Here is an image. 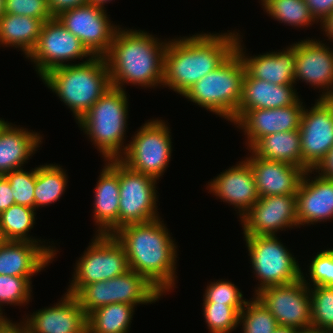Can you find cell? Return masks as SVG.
<instances>
[{"label": "cell", "mask_w": 333, "mask_h": 333, "mask_svg": "<svg viewBox=\"0 0 333 333\" xmlns=\"http://www.w3.org/2000/svg\"><path fill=\"white\" fill-rule=\"evenodd\" d=\"M229 32V33H228ZM201 33L168 41L164 53L163 87L184 95L234 51L239 33Z\"/></svg>", "instance_id": "1"}, {"label": "cell", "mask_w": 333, "mask_h": 333, "mask_svg": "<svg viewBox=\"0 0 333 333\" xmlns=\"http://www.w3.org/2000/svg\"><path fill=\"white\" fill-rule=\"evenodd\" d=\"M160 218L128 224L112 235L123 246L129 268L139 273L162 295L174 290L177 246Z\"/></svg>", "instance_id": "2"}, {"label": "cell", "mask_w": 333, "mask_h": 333, "mask_svg": "<svg viewBox=\"0 0 333 333\" xmlns=\"http://www.w3.org/2000/svg\"><path fill=\"white\" fill-rule=\"evenodd\" d=\"M118 27L112 45L104 56L112 87L124 89V84L141 87L163 85L164 53L168 41L142 30Z\"/></svg>", "instance_id": "3"}, {"label": "cell", "mask_w": 333, "mask_h": 333, "mask_svg": "<svg viewBox=\"0 0 333 333\" xmlns=\"http://www.w3.org/2000/svg\"><path fill=\"white\" fill-rule=\"evenodd\" d=\"M41 79L70 108L77 122L112 88L103 56H92L77 64L69 62L50 70Z\"/></svg>", "instance_id": "4"}, {"label": "cell", "mask_w": 333, "mask_h": 333, "mask_svg": "<svg viewBox=\"0 0 333 333\" xmlns=\"http://www.w3.org/2000/svg\"><path fill=\"white\" fill-rule=\"evenodd\" d=\"M128 104L126 92L112 87L78 121L79 127L97 146L104 161L120 159L127 150L123 142Z\"/></svg>", "instance_id": "5"}, {"label": "cell", "mask_w": 333, "mask_h": 333, "mask_svg": "<svg viewBox=\"0 0 333 333\" xmlns=\"http://www.w3.org/2000/svg\"><path fill=\"white\" fill-rule=\"evenodd\" d=\"M245 73V64L235 50L215 70L191 86L183 96L234 124L242 97Z\"/></svg>", "instance_id": "6"}, {"label": "cell", "mask_w": 333, "mask_h": 333, "mask_svg": "<svg viewBox=\"0 0 333 333\" xmlns=\"http://www.w3.org/2000/svg\"><path fill=\"white\" fill-rule=\"evenodd\" d=\"M244 238L250 264L260 282L255 294L264 288L296 282L302 278L298 261L276 235H244Z\"/></svg>", "instance_id": "7"}, {"label": "cell", "mask_w": 333, "mask_h": 333, "mask_svg": "<svg viewBox=\"0 0 333 333\" xmlns=\"http://www.w3.org/2000/svg\"><path fill=\"white\" fill-rule=\"evenodd\" d=\"M161 296L153 285L131 269L112 279L87 284L74 295L86 315L112 303L151 304Z\"/></svg>", "instance_id": "8"}, {"label": "cell", "mask_w": 333, "mask_h": 333, "mask_svg": "<svg viewBox=\"0 0 333 333\" xmlns=\"http://www.w3.org/2000/svg\"><path fill=\"white\" fill-rule=\"evenodd\" d=\"M86 250L76 262L67 290L73 296L87 284L106 281L130 270L125 250L113 235L95 234Z\"/></svg>", "instance_id": "9"}, {"label": "cell", "mask_w": 333, "mask_h": 333, "mask_svg": "<svg viewBox=\"0 0 333 333\" xmlns=\"http://www.w3.org/2000/svg\"><path fill=\"white\" fill-rule=\"evenodd\" d=\"M165 123L161 119H152L143 124L131 137L120 160L130 169L159 180L172 153L171 132Z\"/></svg>", "instance_id": "10"}, {"label": "cell", "mask_w": 333, "mask_h": 333, "mask_svg": "<svg viewBox=\"0 0 333 333\" xmlns=\"http://www.w3.org/2000/svg\"><path fill=\"white\" fill-rule=\"evenodd\" d=\"M156 184L155 178L130 169L119 159L118 229L161 218L156 212Z\"/></svg>", "instance_id": "11"}, {"label": "cell", "mask_w": 333, "mask_h": 333, "mask_svg": "<svg viewBox=\"0 0 333 333\" xmlns=\"http://www.w3.org/2000/svg\"><path fill=\"white\" fill-rule=\"evenodd\" d=\"M86 57L91 58L92 55L81 41L54 17L43 23L38 42L27 58L34 62L35 70L43 77L54 68L67 65L66 61Z\"/></svg>", "instance_id": "12"}, {"label": "cell", "mask_w": 333, "mask_h": 333, "mask_svg": "<svg viewBox=\"0 0 333 333\" xmlns=\"http://www.w3.org/2000/svg\"><path fill=\"white\" fill-rule=\"evenodd\" d=\"M254 295L275 317L278 326L301 331L312 329L310 291L302 278L296 282L264 288Z\"/></svg>", "instance_id": "13"}, {"label": "cell", "mask_w": 333, "mask_h": 333, "mask_svg": "<svg viewBox=\"0 0 333 333\" xmlns=\"http://www.w3.org/2000/svg\"><path fill=\"white\" fill-rule=\"evenodd\" d=\"M309 109H303L299 127L304 171L314 170L333 147V101L318 98Z\"/></svg>", "instance_id": "14"}, {"label": "cell", "mask_w": 333, "mask_h": 333, "mask_svg": "<svg viewBox=\"0 0 333 333\" xmlns=\"http://www.w3.org/2000/svg\"><path fill=\"white\" fill-rule=\"evenodd\" d=\"M56 18L76 36L92 56H105L118 25H113L104 8L91 3L61 12Z\"/></svg>", "instance_id": "15"}, {"label": "cell", "mask_w": 333, "mask_h": 333, "mask_svg": "<svg viewBox=\"0 0 333 333\" xmlns=\"http://www.w3.org/2000/svg\"><path fill=\"white\" fill-rule=\"evenodd\" d=\"M244 235H277L285 228L299 227L296 195L260 197L241 218Z\"/></svg>", "instance_id": "16"}, {"label": "cell", "mask_w": 333, "mask_h": 333, "mask_svg": "<svg viewBox=\"0 0 333 333\" xmlns=\"http://www.w3.org/2000/svg\"><path fill=\"white\" fill-rule=\"evenodd\" d=\"M302 80L322 88L319 98L333 96V50L322 41L306 39L296 42L294 81ZM326 91V92H325Z\"/></svg>", "instance_id": "17"}, {"label": "cell", "mask_w": 333, "mask_h": 333, "mask_svg": "<svg viewBox=\"0 0 333 333\" xmlns=\"http://www.w3.org/2000/svg\"><path fill=\"white\" fill-rule=\"evenodd\" d=\"M300 99L291 106L247 110L235 123L247 135L250 149L261 138L280 132L299 130L304 106Z\"/></svg>", "instance_id": "18"}, {"label": "cell", "mask_w": 333, "mask_h": 333, "mask_svg": "<svg viewBox=\"0 0 333 333\" xmlns=\"http://www.w3.org/2000/svg\"><path fill=\"white\" fill-rule=\"evenodd\" d=\"M59 303L40 309L22 322L28 333H87V315L77 299L65 293Z\"/></svg>", "instance_id": "19"}, {"label": "cell", "mask_w": 333, "mask_h": 333, "mask_svg": "<svg viewBox=\"0 0 333 333\" xmlns=\"http://www.w3.org/2000/svg\"><path fill=\"white\" fill-rule=\"evenodd\" d=\"M208 185L209 192L238 208L240 219L260 198L254 173L246 160L221 172Z\"/></svg>", "instance_id": "20"}, {"label": "cell", "mask_w": 333, "mask_h": 333, "mask_svg": "<svg viewBox=\"0 0 333 333\" xmlns=\"http://www.w3.org/2000/svg\"><path fill=\"white\" fill-rule=\"evenodd\" d=\"M56 256L54 246L35 242L6 241L0 245V275L33 277Z\"/></svg>", "instance_id": "21"}, {"label": "cell", "mask_w": 333, "mask_h": 333, "mask_svg": "<svg viewBox=\"0 0 333 333\" xmlns=\"http://www.w3.org/2000/svg\"><path fill=\"white\" fill-rule=\"evenodd\" d=\"M313 171H305L296 193L299 228L333 218V179L318 174L310 180Z\"/></svg>", "instance_id": "22"}, {"label": "cell", "mask_w": 333, "mask_h": 333, "mask_svg": "<svg viewBox=\"0 0 333 333\" xmlns=\"http://www.w3.org/2000/svg\"><path fill=\"white\" fill-rule=\"evenodd\" d=\"M245 158L256 181L259 197L273 195H296L305 171L295 165L282 161L256 157L251 151Z\"/></svg>", "instance_id": "23"}, {"label": "cell", "mask_w": 333, "mask_h": 333, "mask_svg": "<svg viewBox=\"0 0 333 333\" xmlns=\"http://www.w3.org/2000/svg\"><path fill=\"white\" fill-rule=\"evenodd\" d=\"M99 175L94 196V221L97 234L112 235L118 230L120 200L119 159L107 160Z\"/></svg>", "instance_id": "24"}, {"label": "cell", "mask_w": 333, "mask_h": 333, "mask_svg": "<svg viewBox=\"0 0 333 333\" xmlns=\"http://www.w3.org/2000/svg\"><path fill=\"white\" fill-rule=\"evenodd\" d=\"M241 42L239 34L235 50L241 56L246 72L251 77L276 85L295 84L296 43L287 47L286 50L266 52V54L250 57L243 51L245 48L242 47Z\"/></svg>", "instance_id": "25"}, {"label": "cell", "mask_w": 333, "mask_h": 333, "mask_svg": "<svg viewBox=\"0 0 333 333\" xmlns=\"http://www.w3.org/2000/svg\"><path fill=\"white\" fill-rule=\"evenodd\" d=\"M294 88V84L276 85L251 77L246 72L236 121L247 110L280 108L295 104L299 96Z\"/></svg>", "instance_id": "26"}, {"label": "cell", "mask_w": 333, "mask_h": 333, "mask_svg": "<svg viewBox=\"0 0 333 333\" xmlns=\"http://www.w3.org/2000/svg\"><path fill=\"white\" fill-rule=\"evenodd\" d=\"M4 121L0 126V175L22 168L42 143V136Z\"/></svg>", "instance_id": "27"}, {"label": "cell", "mask_w": 333, "mask_h": 333, "mask_svg": "<svg viewBox=\"0 0 333 333\" xmlns=\"http://www.w3.org/2000/svg\"><path fill=\"white\" fill-rule=\"evenodd\" d=\"M43 23L34 17L4 13L0 18V45L21 48L28 57L38 42Z\"/></svg>", "instance_id": "28"}, {"label": "cell", "mask_w": 333, "mask_h": 333, "mask_svg": "<svg viewBox=\"0 0 333 333\" xmlns=\"http://www.w3.org/2000/svg\"><path fill=\"white\" fill-rule=\"evenodd\" d=\"M248 150L258 158L287 162L302 168L299 130L267 135Z\"/></svg>", "instance_id": "29"}, {"label": "cell", "mask_w": 333, "mask_h": 333, "mask_svg": "<svg viewBox=\"0 0 333 333\" xmlns=\"http://www.w3.org/2000/svg\"><path fill=\"white\" fill-rule=\"evenodd\" d=\"M134 305L112 303L87 315V333H128Z\"/></svg>", "instance_id": "30"}, {"label": "cell", "mask_w": 333, "mask_h": 333, "mask_svg": "<svg viewBox=\"0 0 333 333\" xmlns=\"http://www.w3.org/2000/svg\"><path fill=\"white\" fill-rule=\"evenodd\" d=\"M60 165L45 164L36 167L34 190L36 207H44L60 199L67 187V175Z\"/></svg>", "instance_id": "31"}, {"label": "cell", "mask_w": 333, "mask_h": 333, "mask_svg": "<svg viewBox=\"0 0 333 333\" xmlns=\"http://www.w3.org/2000/svg\"><path fill=\"white\" fill-rule=\"evenodd\" d=\"M34 208L14 204L0 213V232L3 240L41 243V240L27 236L34 226Z\"/></svg>", "instance_id": "32"}, {"label": "cell", "mask_w": 333, "mask_h": 333, "mask_svg": "<svg viewBox=\"0 0 333 333\" xmlns=\"http://www.w3.org/2000/svg\"><path fill=\"white\" fill-rule=\"evenodd\" d=\"M264 11L281 23L294 27H308L315 18L304 0H264Z\"/></svg>", "instance_id": "33"}, {"label": "cell", "mask_w": 333, "mask_h": 333, "mask_svg": "<svg viewBox=\"0 0 333 333\" xmlns=\"http://www.w3.org/2000/svg\"><path fill=\"white\" fill-rule=\"evenodd\" d=\"M313 288L309 287L311 327L319 331H333V287L313 286Z\"/></svg>", "instance_id": "34"}, {"label": "cell", "mask_w": 333, "mask_h": 333, "mask_svg": "<svg viewBox=\"0 0 333 333\" xmlns=\"http://www.w3.org/2000/svg\"><path fill=\"white\" fill-rule=\"evenodd\" d=\"M238 324L243 325L242 333H274L278 327L275 317L256 297L245 302Z\"/></svg>", "instance_id": "35"}, {"label": "cell", "mask_w": 333, "mask_h": 333, "mask_svg": "<svg viewBox=\"0 0 333 333\" xmlns=\"http://www.w3.org/2000/svg\"><path fill=\"white\" fill-rule=\"evenodd\" d=\"M203 315L210 333H230L238 327L244 306L203 303Z\"/></svg>", "instance_id": "36"}, {"label": "cell", "mask_w": 333, "mask_h": 333, "mask_svg": "<svg viewBox=\"0 0 333 333\" xmlns=\"http://www.w3.org/2000/svg\"><path fill=\"white\" fill-rule=\"evenodd\" d=\"M5 176L11 186L15 204L35 209L36 168L29 172L24 171L23 168L12 170Z\"/></svg>", "instance_id": "37"}, {"label": "cell", "mask_w": 333, "mask_h": 333, "mask_svg": "<svg viewBox=\"0 0 333 333\" xmlns=\"http://www.w3.org/2000/svg\"><path fill=\"white\" fill-rule=\"evenodd\" d=\"M31 277L0 275V309L3 304L24 305L31 299Z\"/></svg>", "instance_id": "38"}, {"label": "cell", "mask_w": 333, "mask_h": 333, "mask_svg": "<svg viewBox=\"0 0 333 333\" xmlns=\"http://www.w3.org/2000/svg\"><path fill=\"white\" fill-rule=\"evenodd\" d=\"M310 284L309 281L305 280L302 272V279L304 283L310 286H328L333 287V249L323 250L318 252L317 255L312 259L309 265ZM309 282V283H308Z\"/></svg>", "instance_id": "39"}, {"label": "cell", "mask_w": 333, "mask_h": 333, "mask_svg": "<svg viewBox=\"0 0 333 333\" xmlns=\"http://www.w3.org/2000/svg\"><path fill=\"white\" fill-rule=\"evenodd\" d=\"M203 303L226 304L229 306H244L242 291L229 281L217 280L206 287Z\"/></svg>", "instance_id": "40"}, {"label": "cell", "mask_w": 333, "mask_h": 333, "mask_svg": "<svg viewBox=\"0 0 333 333\" xmlns=\"http://www.w3.org/2000/svg\"><path fill=\"white\" fill-rule=\"evenodd\" d=\"M5 13L30 16L43 22L54 18L47 0H5Z\"/></svg>", "instance_id": "41"}, {"label": "cell", "mask_w": 333, "mask_h": 333, "mask_svg": "<svg viewBox=\"0 0 333 333\" xmlns=\"http://www.w3.org/2000/svg\"><path fill=\"white\" fill-rule=\"evenodd\" d=\"M316 22L322 23L333 12V0H304Z\"/></svg>", "instance_id": "42"}, {"label": "cell", "mask_w": 333, "mask_h": 333, "mask_svg": "<svg viewBox=\"0 0 333 333\" xmlns=\"http://www.w3.org/2000/svg\"><path fill=\"white\" fill-rule=\"evenodd\" d=\"M47 2L53 17L58 16L63 11L89 3L88 0H47Z\"/></svg>", "instance_id": "43"}, {"label": "cell", "mask_w": 333, "mask_h": 333, "mask_svg": "<svg viewBox=\"0 0 333 333\" xmlns=\"http://www.w3.org/2000/svg\"><path fill=\"white\" fill-rule=\"evenodd\" d=\"M12 189L5 175H0V213L14 205Z\"/></svg>", "instance_id": "44"}, {"label": "cell", "mask_w": 333, "mask_h": 333, "mask_svg": "<svg viewBox=\"0 0 333 333\" xmlns=\"http://www.w3.org/2000/svg\"><path fill=\"white\" fill-rule=\"evenodd\" d=\"M314 170L322 177L333 179V147Z\"/></svg>", "instance_id": "45"}, {"label": "cell", "mask_w": 333, "mask_h": 333, "mask_svg": "<svg viewBox=\"0 0 333 333\" xmlns=\"http://www.w3.org/2000/svg\"><path fill=\"white\" fill-rule=\"evenodd\" d=\"M325 31V35L328 37L329 40L333 43V12L320 24Z\"/></svg>", "instance_id": "46"}, {"label": "cell", "mask_w": 333, "mask_h": 333, "mask_svg": "<svg viewBox=\"0 0 333 333\" xmlns=\"http://www.w3.org/2000/svg\"><path fill=\"white\" fill-rule=\"evenodd\" d=\"M0 333H28L24 324L20 321L19 323H10Z\"/></svg>", "instance_id": "47"}, {"label": "cell", "mask_w": 333, "mask_h": 333, "mask_svg": "<svg viewBox=\"0 0 333 333\" xmlns=\"http://www.w3.org/2000/svg\"><path fill=\"white\" fill-rule=\"evenodd\" d=\"M302 331L297 328L278 326L274 333H301Z\"/></svg>", "instance_id": "48"}, {"label": "cell", "mask_w": 333, "mask_h": 333, "mask_svg": "<svg viewBox=\"0 0 333 333\" xmlns=\"http://www.w3.org/2000/svg\"><path fill=\"white\" fill-rule=\"evenodd\" d=\"M2 312V309H0V332L11 323L10 319L2 315Z\"/></svg>", "instance_id": "49"}, {"label": "cell", "mask_w": 333, "mask_h": 333, "mask_svg": "<svg viewBox=\"0 0 333 333\" xmlns=\"http://www.w3.org/2000/svg\"><path fill=\"white\" fill-rule=\"evenodd\" d=\"M88 1H89V3H91L93 5L105 8L104 7L105 3L112 1V0H88Z\"/></svg>", "instance_id": "50"}, {"label": "cell", "mask_w": 333, "mask_h": 333, "mask_svg": "<svg viewBox=\"0 0 333 333\" xmlns=\"http://www.w3.org/2000/svg\"><path fill=\"white\" fill-rule=\"evenodd\" d=\"M301 333H333V331H319L314 329H307L302 331Z\"/></svg>", "instance_id": "51"}, {"label": "cell", "mask_w": 333, "mask_h": 333, "mask_svg": "<svg viewBox=\"0 0 333 333\" xmlns=\"http://www.w3.org/2000/svg\"><path fill=\"white\" fill-rule=\"evenodd\" d=\"M5 13V0H0V18Z\"/></svg>", "instance_id": "52"}, {"label": "cell", "mask_w": 333, "mask_h": 333, "mask_svg": "<svg viewBox=\"0 0 333 333\" xmlns=\"http://www.w3.org/2000/svg\"><path fill=\"white\" fill-rule=\"evenodd\" d=\"M3 241H4V240H3L2 235H1V232H0V245L2 244Z\"/></svg>", "instance_id": "53"}, {"label": "cell", "mask_w": 333, "mask_h": 333, "mask_svg": "<svg viewBox=\"0 0 333 333\" xmlns=\"http://www.w3.org/2000/svg\"><path fill=\"white\" fill-rule=\"evenodd\" d=\"M4 121H5V120L0 119V126L2 125V123H3Z\"/></svg>", "instance_id": "54"}]
</instances>
